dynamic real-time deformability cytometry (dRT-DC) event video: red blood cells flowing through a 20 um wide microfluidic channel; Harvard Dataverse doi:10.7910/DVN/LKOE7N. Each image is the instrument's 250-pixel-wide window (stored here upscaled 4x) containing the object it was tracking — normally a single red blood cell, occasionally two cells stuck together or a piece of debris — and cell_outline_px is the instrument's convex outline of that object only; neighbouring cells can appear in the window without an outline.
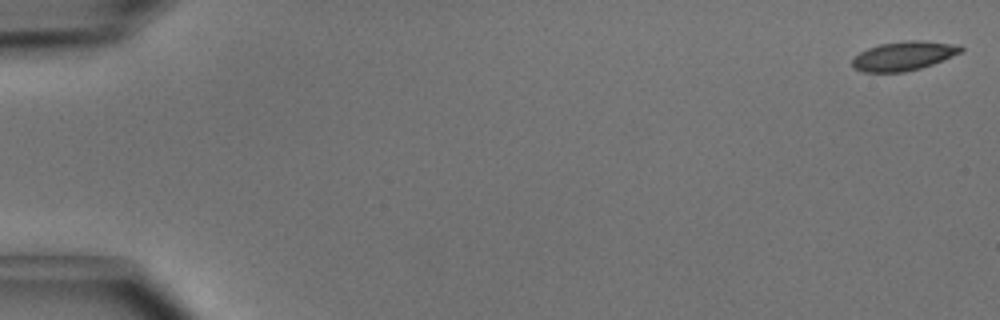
{"species": "common noctule bat (a hibernating species)", "species_latin": "Nyctalus noctula", "temperature_condition": "cold", "stored_images_in_passage": 2, "camera_frame_rate_fps": 3000, "um_per_image_px": 0.085, "animal": {"sex": "male", "body_mass_g": 15.6}, "frame": {"image": 1, "passage_image": 1, "time_ms": 0.0, "image_size_px": [1000, 320], "cell_outline_px": [[964, 48], [960, 52], [952, 56], [932, 64], [920, 68], [904, 72], [864, 72], [852, 68], [852, 60], [860, 52], [868, 48], [880, 44], [908, 40], [920, 40], [960, 44]], "centroid_in_image_um": [76.81, 4.75], "position_along_channel_um": 8.2, "area_um2": 18.38}}